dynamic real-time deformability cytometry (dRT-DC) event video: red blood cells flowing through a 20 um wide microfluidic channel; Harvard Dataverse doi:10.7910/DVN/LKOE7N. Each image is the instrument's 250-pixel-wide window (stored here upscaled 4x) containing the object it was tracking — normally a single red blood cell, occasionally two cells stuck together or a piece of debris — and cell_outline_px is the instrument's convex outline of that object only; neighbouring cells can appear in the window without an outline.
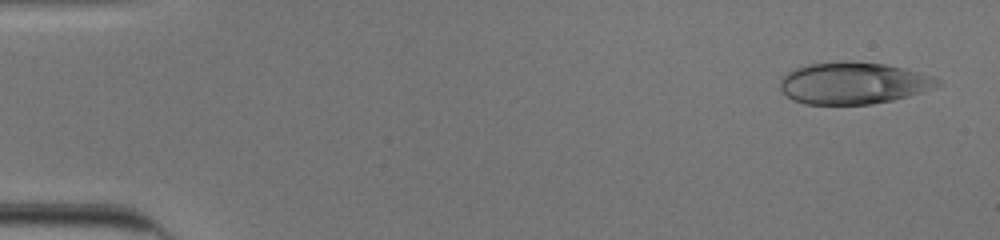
{"species": "human", "species_latin": "Homo sapiens", "temperature_condition": "cold", "stored_images_in_passage": 50, "camera_frame_rate_fps": 3000, "um_per_image_px": 0.085, "donor": {"sex": "male"}, "frame": {"image": 1, "passage_image": 1, "time_ms": 0.0, "image_size_px": [1000, 240], "cell_outline_px": [[940, 84], [920, 92], [908, 96], [892, 100], [872, 104], [804, 104], [792, 100], [780, 88], [780, 80], [788, 72], [796, 68], [812, 64], [844, 60], [884, 64], [916, 72], [940, 80]], "centroid_in_image_um": [72.47, 7.07], "position_along_channel_um": 12.5, "area_um2": 37.8}}
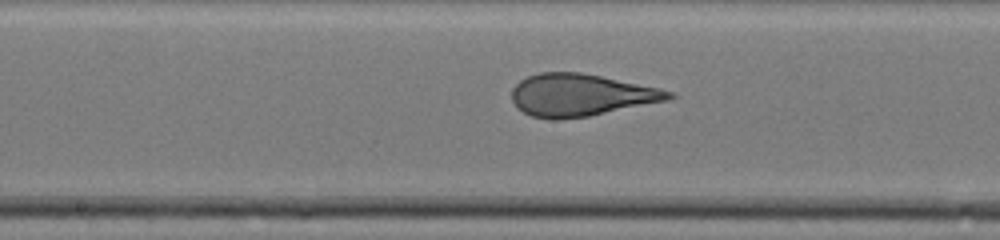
{"frame": {"image": 2, "passage_image": 26, "time_ms": 8.333, "image_size_px": [1000, 240], "cell_outline_px": [[676, 96], [668, 100], [588, 116], [556, 120], [548, 120], [532, 116], [516, 108], [512, 100], [512, 88], [520, 80], [528, 76], [540, 72], [580, 72], [660, 88], [672, 92]], "centroid_in_image_um": [49.32, 8.08], "position_along_channel_um": 198.9, "area_um2": 38.55}}
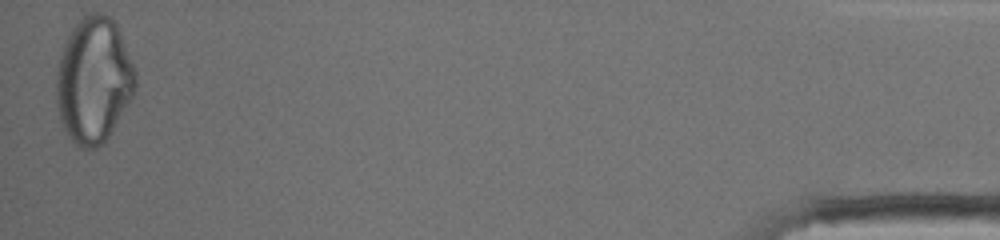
{"frame": {"image": 3, "passage_image": 50, "time_ms": 16.333, "image_size_px": [1000, 240], "cell_outline_px": [[136, 88], [132, 96], [104, 144], [96, 148], [80, 148], [68, 136], [60, 120], [56, 104], [56, 76], [60, 56], [64, 44], [72, 28], [84, 16], [92, 12], [104, 12], [116, 24], [136, 72]], "centroid_in_image_um": [7.95, 6.84], "position_along_channel_um": 427.2, "area_um2": 57.74}, "authors_computed_cell_mechanics": {"area_um2": 39.1595, "velocity_mm_per_s": 3.9211, "shape_relaxation_time_tau1_ms": 7.9889, "shape_relaxation_time_tau2_ms": 0.6743, "deformation_change_tau1": 0.2701, "deformation_change_tau2": 0.0701}}